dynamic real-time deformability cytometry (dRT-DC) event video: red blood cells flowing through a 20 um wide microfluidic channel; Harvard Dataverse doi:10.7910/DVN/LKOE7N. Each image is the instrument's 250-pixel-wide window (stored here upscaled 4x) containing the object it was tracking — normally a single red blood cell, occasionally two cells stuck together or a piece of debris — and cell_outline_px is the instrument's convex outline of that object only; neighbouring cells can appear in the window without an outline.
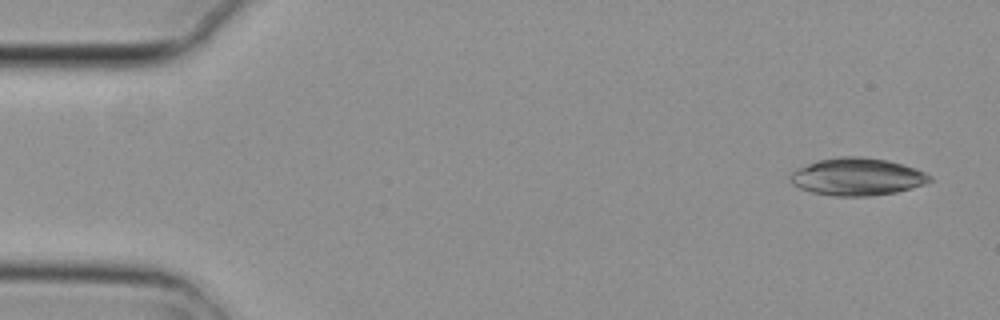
{"species": "common noctule bat (a hibernating species)", "species_latin": "Nyctalus noctula", "temperature_condition": "cold", "stored_images_in_passage": 4, "camera_frame_rate_fps": 3000, "um_per_image_px": 0.085, "animal": {"sex": "female", "body_mass_g": 29.2, "forearm_length_mm": 56.3}, "frame": {"image": 1, "passage_image": 1, "time_ms": 0.0, "image_size_px": [1000, 320], "cell_outline_px": [[932, 180], [924, 184], [912, 188], [896, 192], [868, 196], [832, 196], [812, 192], [800, 188], [792, 184], [792, 172], [816, 160], [840, 156], [860, 156], [888, 160], [904, 164], [924, 172], [932, 176]], "centroid_in_image_um": [72.89, 15.02], "position_along_channel_um": 12.1, "area_um2": 30.35}}
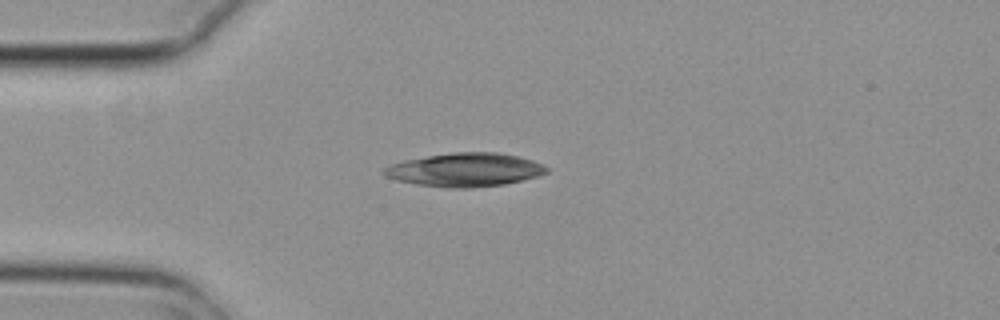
{"frame": {"image": 2, "passage_image": 4, "time_ms": 1.0, "image_size_px": [1000, 320], "cell_outline_px": [[548, 172], [536, 176], [504, 184], [472, 188], [448, 188], [416, 184], [396, 180], [384, 176], [384, 168], [388, 164], [404, 160], [452, 152], [496, 152], [516, 156], [532, 160], [548, 168]], "centroid_in_image_um": [39.47, 14.43], "position_along_channel_um": 45.5, "area_um2": 31.62}}